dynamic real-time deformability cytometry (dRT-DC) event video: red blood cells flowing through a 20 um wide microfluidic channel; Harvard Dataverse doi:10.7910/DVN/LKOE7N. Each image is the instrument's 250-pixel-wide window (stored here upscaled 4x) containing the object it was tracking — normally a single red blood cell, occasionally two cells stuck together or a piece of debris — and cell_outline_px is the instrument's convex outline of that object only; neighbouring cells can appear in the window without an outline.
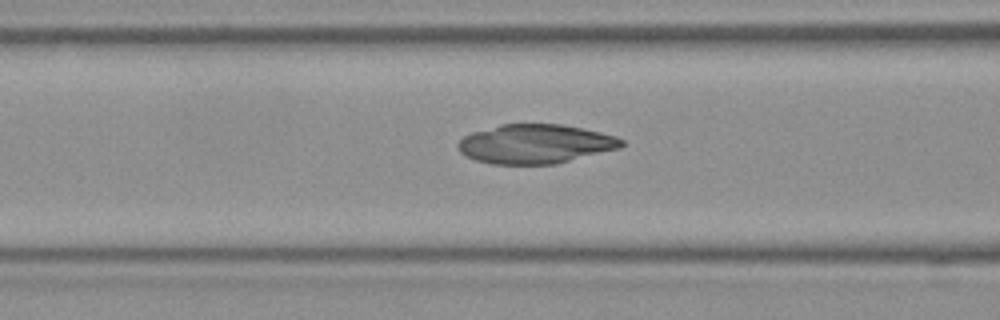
{"species": "Egyptian fruit bat (a non-hibernating species)", "species_latin": "Rousettus aegyptiacus", "temperature_condition": "room temperature", "stored_images_in_passage": 39, "camera_frame_rate_fps": 3000, "um_per_image_px": 0.085, "frame": {"image": 1, "passage_image": 16, "time_ms": 5.0, "image_size_px": [1000, 320], "cell_outline_px": [[624, 144], [620, 148], [556, 164], [492, 164], [476, 160], [460, 152], [456, 144], [464, 136], [472, 132], [500, 124], [560, 124], [600, 132], [616, 136], [624, 140]], "centroid_in_image_um": [45.5, 12.23], "position_along_channel_um": 121.1, "area_um2": 37.28}}
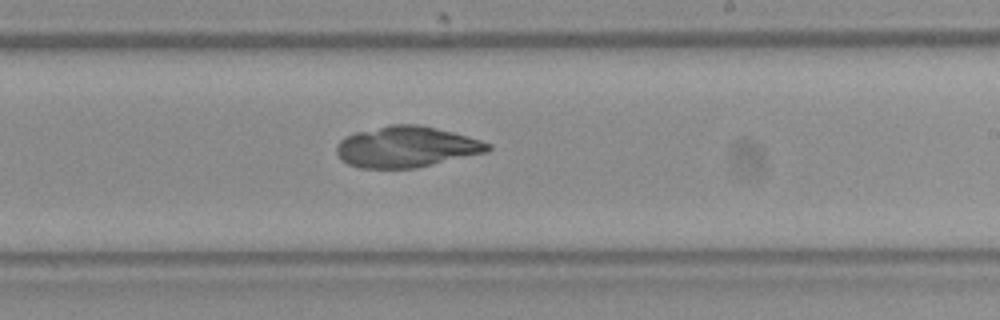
{"frame": {"image": 2, "passage_image": 26, "time_ms": 8.333, "image_size_px": [1000, 320], "cell_outline_px": [[492, 148], [488, 152], [416, 168], [360, 168], [348, 164], [340, 160], [336, 152], [336, 144], [344, 136], [356, 132], [388, 124], [420, 124], [468, 136], [492, 144]], "centroid_in_image_um": [34.53, 12.48], "position_along_channel_um": 254.5, "area_um2": 36.47}}
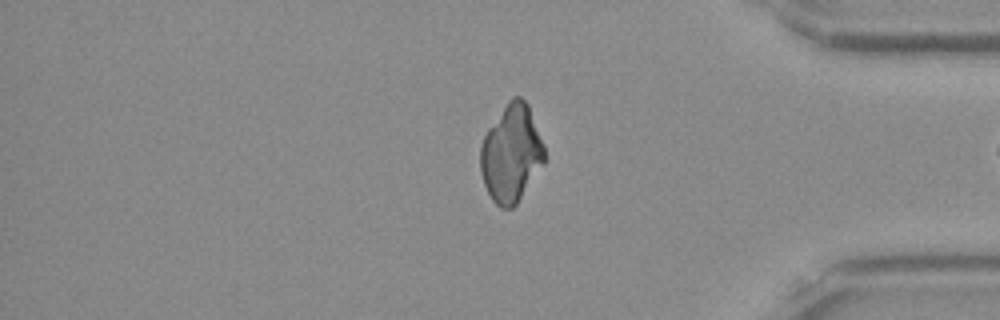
{"frame": {"image": 3, "passage_image": 38, "time_ms": 12.333, "image_size_px": [1000, 320], "cell_outline_px": [[544, 164], [516, 204], [512, 208], [500, 208], [492, 200], [484, 184], [480, 172], [480, 144], [488, 128], [508, 100], [512, 96], [520, 96], [528, 104], [544, 144]], "centroid_in_image_um": [43.45, 13.03], "position_along_channel_um": 391.8, "area_um2": 36.41}}